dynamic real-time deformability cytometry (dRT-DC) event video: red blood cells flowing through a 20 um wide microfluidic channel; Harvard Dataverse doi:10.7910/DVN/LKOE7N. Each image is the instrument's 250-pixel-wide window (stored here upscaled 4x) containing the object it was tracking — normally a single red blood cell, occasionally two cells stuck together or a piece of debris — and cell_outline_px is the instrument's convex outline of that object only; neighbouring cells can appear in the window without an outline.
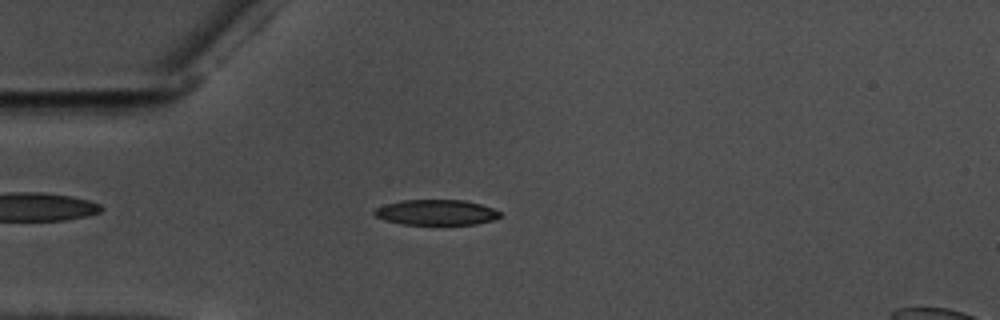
{"species": "common noctule bat (a hibernating species)", "species_latin": "Nyctalus noctula", "temperature_condition": "warm", "stored_images_in_passage": 54, "camera_frame_rate_fps": 3000, "um_per_image_px": 0.085, "animal": {"sex": "male", "body_mass_g": 17.5, "forearm_length_mm": 52.3}, "frame": {"image": 1, "passage_image": 12, "time_ms": 3.667, "image_size_px": [1000, 320], "cell_outline_px": [[500, 216], [492, 220], [476, 224], [400, 224], [384, 220], [376, 216], [372, 212], [376, 208], [384, 204], [404, 200], [464, 200], [480, 204], [492, 208], [500, 212]], "centroid_in_image_um": [37.04, 18.05], "position_along_channel_um": 48.0, "area_um2": 18.5}}
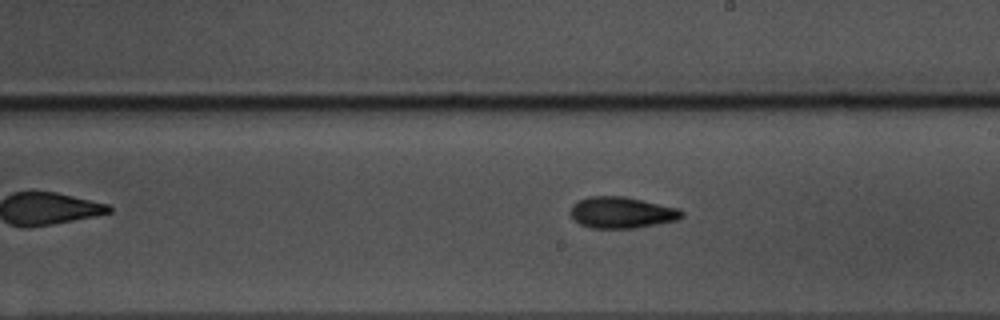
{"frame": {"image": 2, "passage_image": 29, "time_ms": 9.333, "image_size_px": [1000, 320], "cell_outline_px": [[684, 216], [680, 220], [636, 228], [592, 228], [580, 224], [572, 216], [572, 204], [588, 196], [624, 196], [680, 208], [684, 212]], "centroid_in_image_um": [52.92, 18.07], "position_along_channel_um": 236.1, "area_um2": 20.4}}
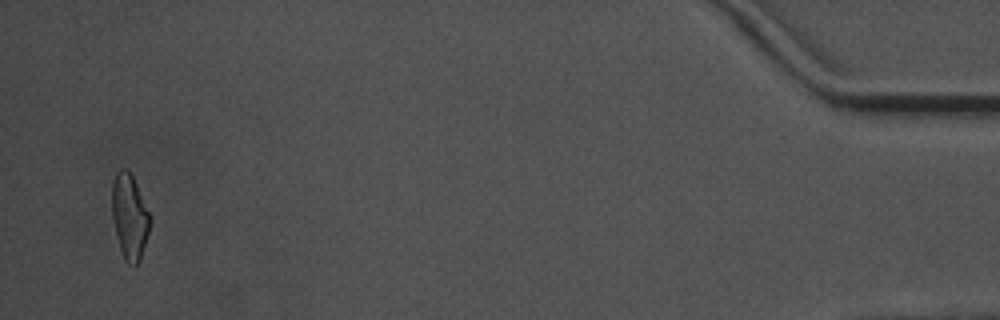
{"frame": {"image": 3, "passage_image": 52, "time_ms": 17.0, "image_size_px": [1000, 320], "cell_outline_px": [[152, 216], [148, 232], [140, 260], [136, 264], [128, 264], [124, 260], [116, 236], [112, 216], [112, 180], [116, 172], [120, 168], [124, 168], [132, 176]], "centroid_in_image_um": [11.01, 18.4], "position_along_channel_um": 424.2, "area_um2": 18.84}, "authors_computed_cell_mechanics": {"area_um2": 19.2474, "velocity_mm_per_s": 3.5799, "shape_relaxation_time_tau1_ms": 3.2114, "shape_relaxation_time_tau2_ms": 4.1551, "deformation_change_tau1": 0.1407, "deformation_change_tau2": 0.109}}